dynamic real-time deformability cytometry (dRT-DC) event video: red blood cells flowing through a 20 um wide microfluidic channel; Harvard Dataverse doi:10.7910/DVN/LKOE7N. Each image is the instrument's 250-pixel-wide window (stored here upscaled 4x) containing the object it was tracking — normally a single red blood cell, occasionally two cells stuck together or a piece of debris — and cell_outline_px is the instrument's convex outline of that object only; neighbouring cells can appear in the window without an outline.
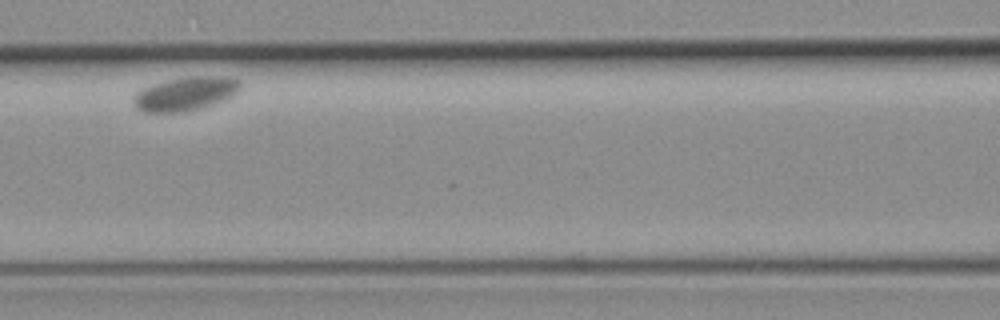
{"species": "common noctule bat (a hibernating species)", "species_latin": "Nyctalus noctula", "temperature_condition": "room temperature", "stored_images_in_passage": 9, "camera_frame_rate_fps": 3000, "um_per_image_px": 0.085, "animal": {"sex": "female", "body_mass_g": 19.3, "forearm_length_mm": 54.1}, "frame": {"image": 1, "passage_image": 9, "time_ms": 9.333, "image_size_px": [1000, 320], "cell_outline_px": [[240, 88], [228, 100], [200, 108], [184, 112], [144, 112], [136, 108], [132, 104], [132, 96], [140, 88], [152, 84], [168, 80], [188, 76], [228, 76], [240, 80]], "centroid_in_image_um": [15.74, 7.97], "position_along_channel_um": 150.9, "area_um2": 21.44}}